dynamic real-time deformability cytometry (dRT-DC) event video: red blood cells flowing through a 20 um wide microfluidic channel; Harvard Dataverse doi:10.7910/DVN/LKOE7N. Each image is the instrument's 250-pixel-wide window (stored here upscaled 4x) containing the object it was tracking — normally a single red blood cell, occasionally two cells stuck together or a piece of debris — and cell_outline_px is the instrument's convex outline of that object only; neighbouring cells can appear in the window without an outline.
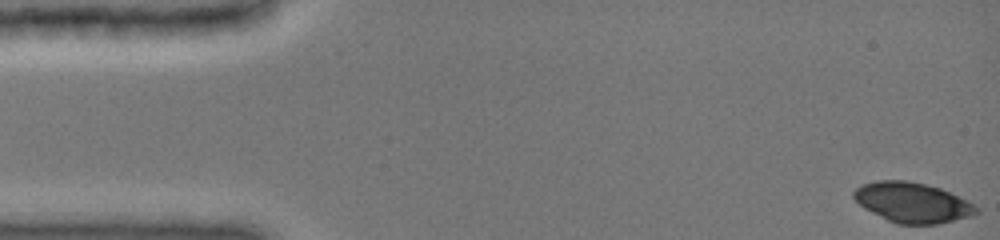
{"species": "common noctule bat (a hibernating species)", "species_latin": "Nyctalus noctula", "temperature_condition": "cold", "stored_images_in_passage": 44, "camera_frame_rate_fps": 3000, "um_per_image_px": 0.085, "animal": {"sex": "female", "body_mass_g": 19.0, "forearm_length_mm": 51.5}, "frame": {"image": 1, "passage_image": 1, "time_ms": 0.0, "image_size_px": [1000, 240], "cell_outline_px": [[980, 212], [972, 216], [936, 224], [896, 224], [864, 208], [852, 196], [852, 192], [856, 188], [864, 184], [876, 180], [908, 180], [940, 188], [968, 200], [976, 204], [980, 208]], "centroid_in_image_um": [77.59, 17.21], "position_along_channel_um": 7.4, "area_um2": 28.73}}
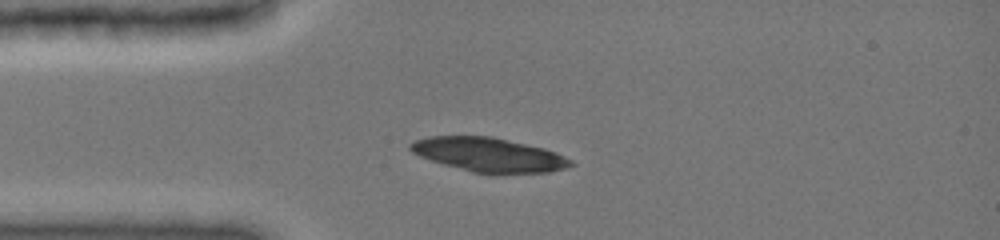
{"frame": {"image": 2, "passage_image": 12, "time_ms": 3.667, "image_size_px": [1000, 240], "cell_outline_px": [[576, 164], [564, 168], [548, 172], [472, 172], [444, 164], [420, 156], [412, 152], [408, 148], [408, 144], [416, 140], [428, 136], [492, 136], [544, 148], [556, 152], [572, 160]], "centroid_in_image_um": [41.54, 13.12], "position_along_channel_um": 43.5, "area_um2": 31.33}}
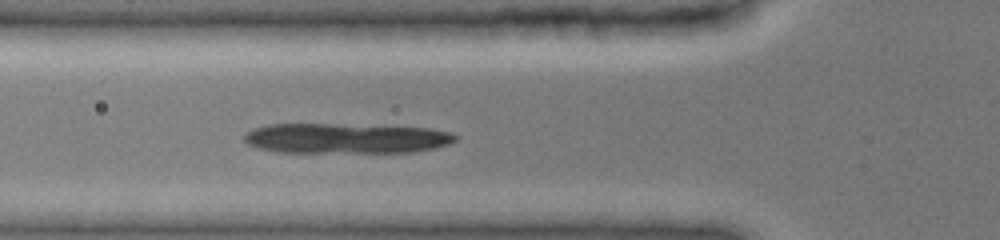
{"frame": {"image": 3, "passage_image": 17, "time_ms": 5.333, "image_size_px": [1000, 240], "cell_outline_px": [[460, 136], [456, 140], [448, 144], [432, 148], [412, 152], [280, 152], [260, 148], [248, 144], [244, 140], [244, 136], [248, 132], [256, 128], [268, 124], [332, 124], [432, 128], [452, 132]], "centroid_in_image_um": [29.45, 11.75], "position_along_channel_um": 96.3, "area_um2": 36.93}}